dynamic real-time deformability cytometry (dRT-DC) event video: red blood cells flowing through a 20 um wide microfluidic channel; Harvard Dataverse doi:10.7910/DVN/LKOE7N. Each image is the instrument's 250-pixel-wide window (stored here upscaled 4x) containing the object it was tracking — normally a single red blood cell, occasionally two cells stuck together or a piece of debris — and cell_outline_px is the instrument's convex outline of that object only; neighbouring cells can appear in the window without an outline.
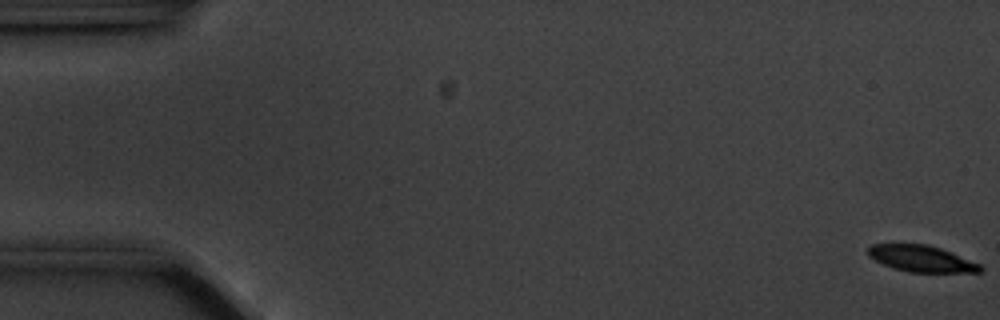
{"species": "common noctule bat (a hibernating species)", "species_latin": "Nyctalus noctula", "temperature_condition": "cold", "stored_images_in_passage": 57, "camera_frame_rate_fps": 3000, "um_per_image_px": 0.085, "animal": {"sex": "male", "body_mass_g": 20.1, "forearm_length_mm": 53.5}, "frame": {"image": 1, "passage_image": 1, "time_ms": 0.0, "image_size_px": [1000, 320], "cell_outline_px": [[984, 272], [908, 272], [892, 268], [868, 256], [868, 248], [872, 244], [928, 244], [940, 248], [980, 264], [984, 268]], "centroid_in_image_um": [78.33, 21.99], "position_along_channel_um": 6.7, "area_um2": 17.17}}
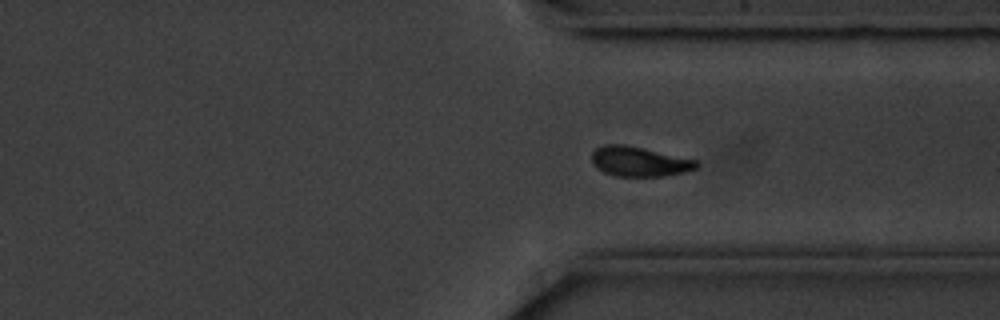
{"frame": {"image": 2, "passage_image": 43, "time_ms": 14.0, "image_size_px": [1000, 320], "cell_outline_px": [[700, 164], [696, 168], [684, 172], [664, 176], [616, 176], [604, 172], [596, 168], [592, 164], [592, 152], [596, 148], [604, 144], [624, 144], [696, 160]], "centroid_in_image_um": [54.3, 13.73], "position_along_channel_um": 357.1, "area_um2": 18.09}}
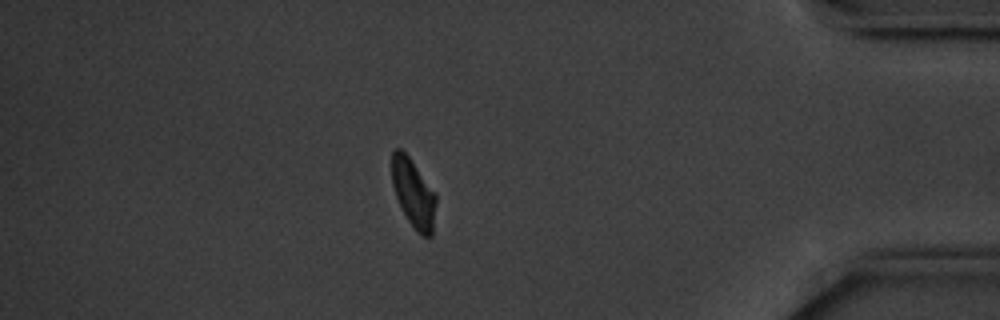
{"frame": {"image": 3, "passage_image": 50, "time_ms": 16.333, "image_size_px": [1000, 320], "cell_outline_px": [[436, 200], [432, 236], [420, 236], [416, 232], [408, 220], [396, 196], [392, 184], [392, 152], [396, 148], [400, 148], [408, 156], [436, 192]], "centroid_in_image_um": [35.15, 16.44], "position_along_channel_um": 400.0, "area_um2": 17.51}, "authors_computed_cell_mechanics": {"area_um2": 18.9584, "velocity_mm_per_s": 3.5172, "shape_relaxation_time_tau1_ms": 1.9852, "shape_relaxation_time_tau2_ms": null, "deformation_change_tau1": 0.1182, "deformation_change_tau2": null}}